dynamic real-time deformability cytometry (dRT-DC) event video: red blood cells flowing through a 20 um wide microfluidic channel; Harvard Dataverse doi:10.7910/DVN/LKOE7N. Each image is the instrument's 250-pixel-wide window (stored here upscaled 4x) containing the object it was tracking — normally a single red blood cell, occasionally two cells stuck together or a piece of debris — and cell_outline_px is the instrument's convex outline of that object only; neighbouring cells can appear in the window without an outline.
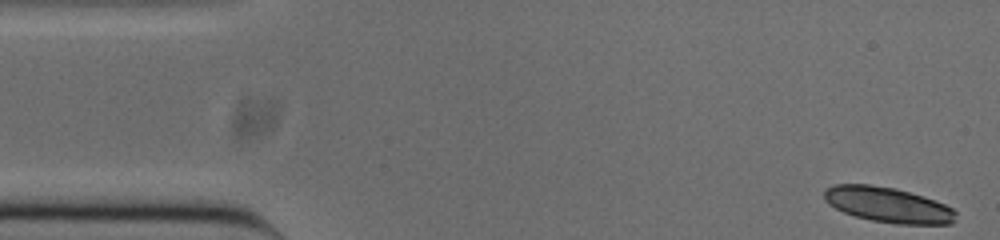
{"species": "common noctule bat (a hibernating species)", "species_latin": "Nyctalus noctula", "temperature_condition": "cold", "stored_images_in_passage": 44, "camera_frame_rate_fps": 3000, "um_per_image_px": 0.085, "animal": {"sex": "male", "body_mass_g": 20.0, "forearm_length_mm": 53.3}, "frame": {"image": 1, "passage_image": 1, "time_ms": 0.0, "image_size_px": [1000, 240], "cell_outline_px": [[956, 220], [952, 224], [896, 224], [872, 220], [856, 216], [844, 212], [828, 204], [824, 200], [824, 188], [832, 184], [868, 184], [896, 188], [924, 196], [944, 204], [952, 208], [956, 212]], "centroid_in_image_um": [75.47, 17.4], "position_along_channel_um": 9.5, "area_um2": 27.22}}
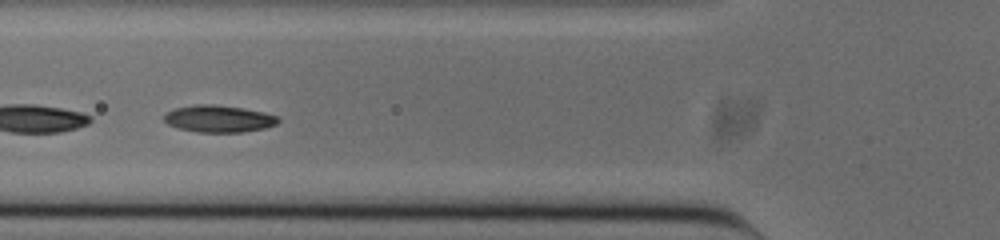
{"frame": {"image": 2, "passage_image": 18, "time_ms": 5.667, "image_size_px": [1000, 240], "cell_outline_px": [[280, 120], [276, 124], [264, 128], [240, 132], [196, 132], [176, 128], [168, 124], [164, 120], [164, 116], [168, 112], [176, 108], [196, 104], [212, 104], [244, 108], [264, 112], [280, 116]], "centroid_in_image_um": [18.61, 10.09], "position_along_channel_um": 107.2, "area_um2": 17.98}}
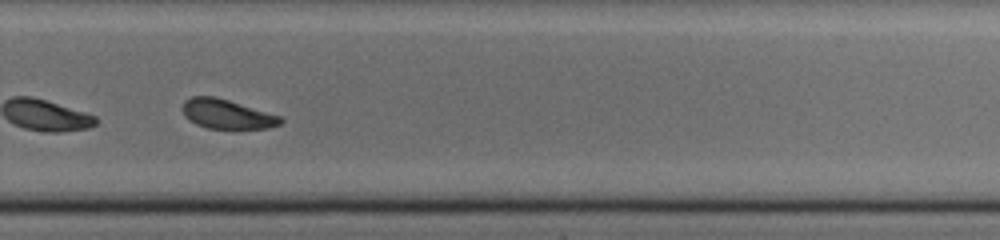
{"frame": {"image": 3, "passage_image": 34, "time_ms": 11.0, "image_size_px": [1000, 240], "cell_outline_px": [[284, 120], [280, 124], [268, 128], [208, 128], [196, 124], [188, 120], [184, 116], [180, 108], [184, 100], [192, 96], [216, 96], [280, 116]], "centroid_in_image_um": [19.22, 9.68], "position_along_channel_um": 310.6, "area_um2": 16.82}, "authors_computed_cell_mechanics": {"area_um2": 18.0914, "velocity_mm_per_s": 3.8186, "shape_relaxation_time_tau1_ms": 2.2432, "shape_relaxation_time_tau2_ms": 4.8241, "deformation_change_tau1": 0.1199, "deformation_change_tau2": 0.1086}}